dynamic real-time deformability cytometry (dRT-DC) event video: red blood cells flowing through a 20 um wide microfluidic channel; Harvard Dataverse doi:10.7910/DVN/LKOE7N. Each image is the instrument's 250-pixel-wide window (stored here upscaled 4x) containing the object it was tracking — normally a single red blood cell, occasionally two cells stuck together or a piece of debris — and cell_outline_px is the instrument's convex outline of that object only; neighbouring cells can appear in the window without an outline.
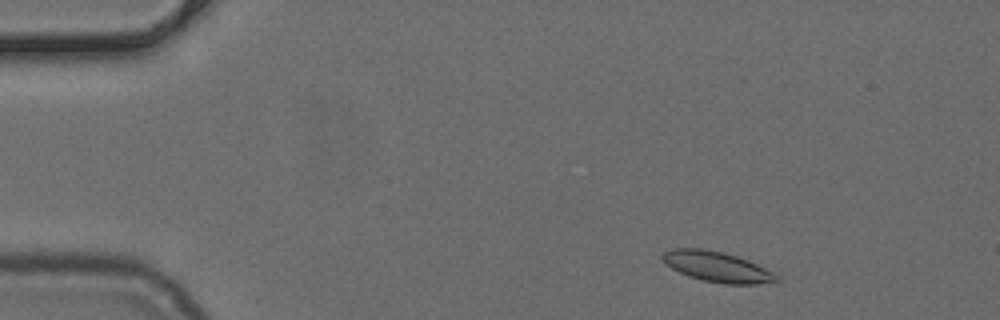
{"species": "common noctule bat (a hibernating species)", "species_latin": "Nyctalus noctula", "temperature_condition": "cold", "stored_images_in_passage": 48, "camera_frame_rate_fps": 3000, "um_per_image_px": 0.085, "animal": {"sex": "female", "body_mass_g": 24.6, "forearm_length_mm": 56.2}, "frame": {"image": 1, "passage_image": 4, "time_ms": 1.0, "image_size_px": [1000, 320], "cell_outline_px": [[780, 284], [724, 284], [704, 280], [688, 276], [672, 268], [660, 256], [664, 252], [672, 248], [700, 248], [720, 252], [736, 256], [748, 260], [780, 276]], "centroid_in_image_um": [61.03, 22.7], "position_along_channel_um": 24.0, "area_um2": 20.17}}
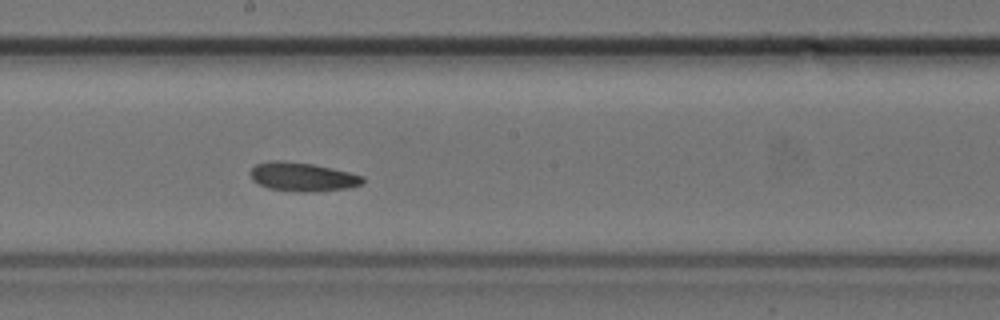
{"frame": {"image": 2, "passage_image": 25, "time_ms": 8.0, "image_size_px": [1000, 320], "cell_outline_px": [[364, 180], [360, 184], [348, 188], [308, 192], [304, 192], [268, 188], [252, 180], [248, 172], [256, 164], [268, 160], [284, 160], [312, 164], [332, 168], [364, 176]], "centroid_in_image_um": [25.66, 15.01], "position_along_channel_um": 222.5, "area_um2": 18.84}}
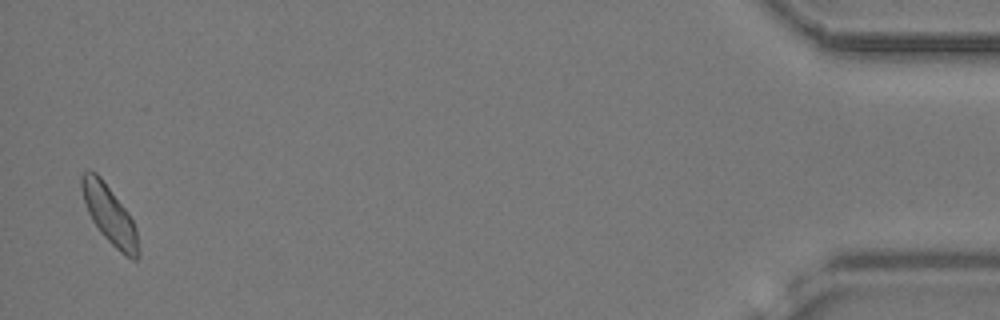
{"frame": {"image": 3, "passage_image": 47, "time_ms": 15.333, "image_size_px": [1000, 320], "cell_outline_px": [[140, 256], [136, 260], [132, 260], [120, 252], [100, 232], [92, 220], [84, 204], [80, 184], [80, 176], [84, 172], [96, 172], [100, 176], [128, 212], [136, 228], [140, 252]], "centroid_in_image_um": [9.32, 18.28], "position_along_channel_um": 425.9, "area_um2": 19.19}}